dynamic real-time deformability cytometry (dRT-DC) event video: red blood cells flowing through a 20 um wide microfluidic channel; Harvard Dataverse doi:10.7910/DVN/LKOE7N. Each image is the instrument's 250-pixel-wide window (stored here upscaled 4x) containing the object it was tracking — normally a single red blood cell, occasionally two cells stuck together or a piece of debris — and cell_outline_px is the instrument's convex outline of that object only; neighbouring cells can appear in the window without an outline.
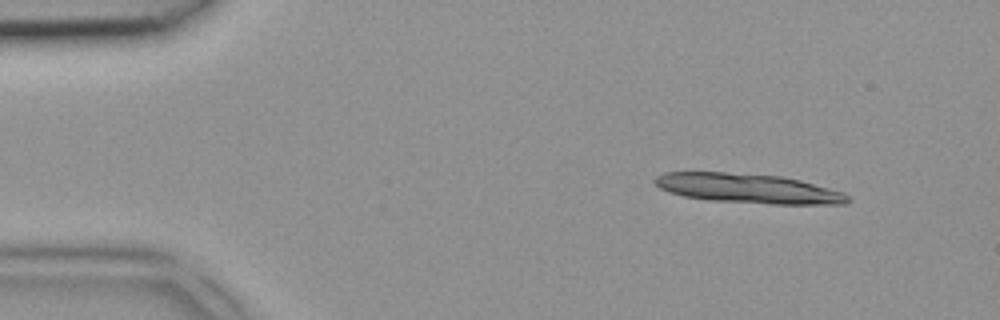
{"species": "common noctule bat (a hibernating species)", "species_latin": "Nyctalus noctula", "temperature_condition": "room temperature", "stored_images_in_passage": 5, "camera_frame_rate_fps": 3000, "um_per_image_px": 0.085, "animal": {"sex": "female", "body_mass_g": 18.4}, "frame": {"image": 1, "passage_image": 1, "time_ms": 0.0, "image_size_px": [1000, 320], "cell_outline_px": [[852, 200], [848, 204], [772, 204], [712, 200], [684, 196], [668, 192], [660, 188], [652, 180], [656, 176], [664, 172], [728, 172], [780, 176], [800, 180], [844, 192]], "centroid_in_image_um": [63.61, 16.02], "position_along_channel_um": 21.4, "area_um2": 33.23}}
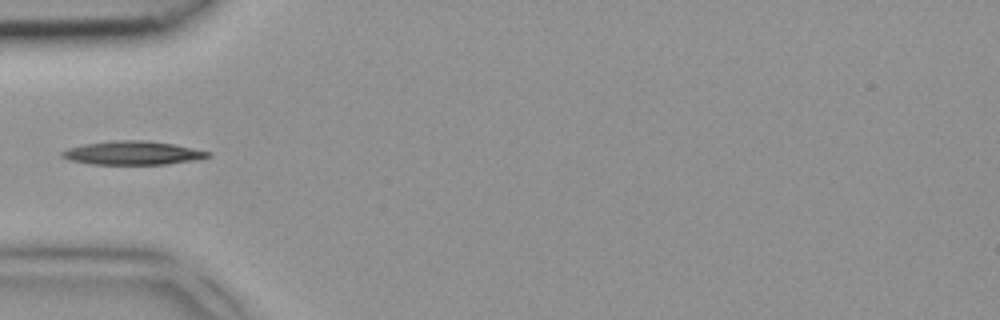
{"frame": {"image": 2, "passage_image": 4, "time_ms": 1.0, "image_size_px": [1000, 320], "cell_outline_px": [[212, 156], [196, 160], [168, 164], [92, 164], [68, 160], [60, 156], [60, 152], [68, 148], [84, 144], [112, 140], [144, 140], [172, 144], [212, 152]], "centroid_in_image_um": [11.27, 13.0], "position_along_channel_um": 73.7, "area_um2": 20.17}}